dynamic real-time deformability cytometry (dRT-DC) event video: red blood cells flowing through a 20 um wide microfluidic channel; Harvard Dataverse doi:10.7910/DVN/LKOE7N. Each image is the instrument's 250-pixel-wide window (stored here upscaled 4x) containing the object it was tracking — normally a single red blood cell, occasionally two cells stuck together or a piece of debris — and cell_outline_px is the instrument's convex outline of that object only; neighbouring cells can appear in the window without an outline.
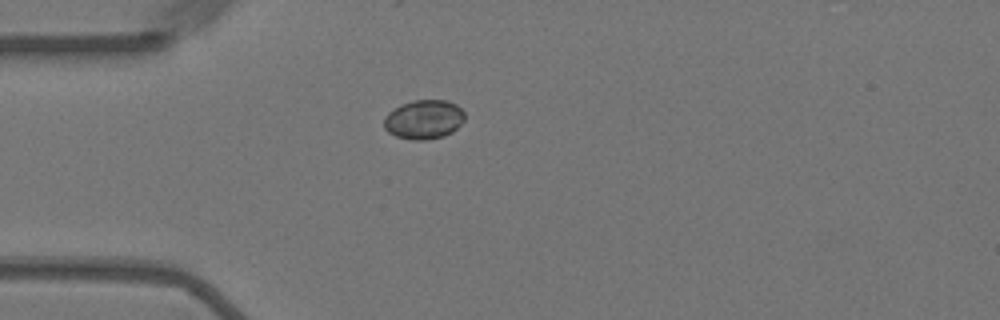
{"species": "Egyptian fruit bat (a non-hibernating species)", "species_latin": "Rousettus aegyptiacus", "temperature_condition": "warm", "stored_images_in_passage": 42, "camera_frame_rate_fps": 3000, "um_per_image_px": 0.085, "animal": {"sex": "female"}, "frame": {"image": 1, "passage_image": 1, "time_ms": 0.0, "image_size_px": [1000, 320], "cell_outline_px": [[464, 120], [452, 132], [444, 136], [428, 140], [412, 140], [396, 136], [388, 132], [384, 128], [384, 116], [388, 112], [400, 104], [412, 100], [448, 100], [456, 104], [464, 112]], "centroid_in_image_um": [36.01, 10.15], "position_along_channel_um": 49.0, "area_um2": 18.61}}
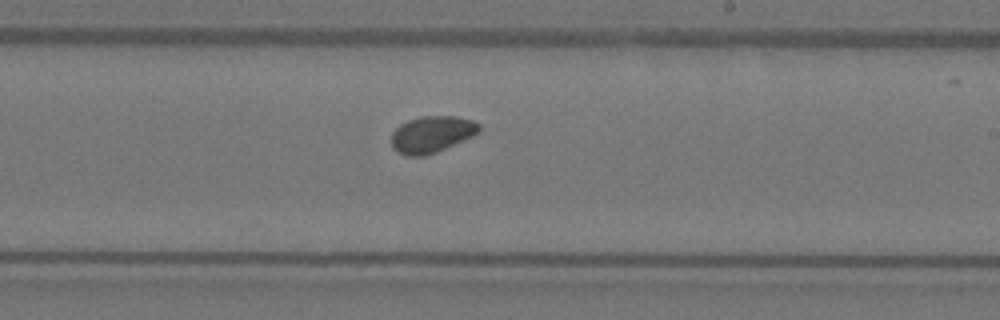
{"frame": {"image": 2, "passage_image": 19, "time_ms": 6.0, "image_size_px": [1000, 320], "cell_outline_px": [[480, 128], [472, 136], [436, 152], [424, 156], [408, 156], [392, 148], [392, 132], [400, 124], [408, 120], [420, 116], [456, 116], [472, 120], [480, 124]], "centroid_in_image_um": [36.68, 11.4], "position_along_channel_um": 252.3, "area_um2": 18.5}}
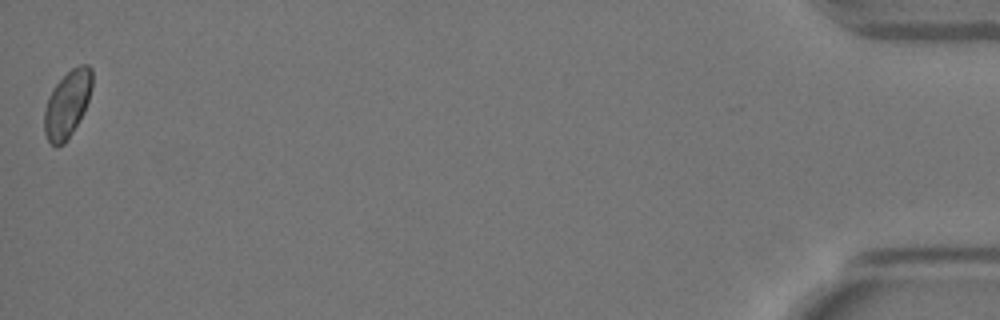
{"frame": {"image": 3, "passage_image": 42, "time_ms": 13.667, "image_size_px": [1000, 320], "cell_outline_px": [[92, 84], [88, 100], [84, 112], [72, 132], [64, 144], [56, 148], [48, 140], [44, 132], [44, 108], [48, 96], [52, 88], [72, 68], [80, 64], [88, 64], [92, 68]], "centroid_in_image_um": [5.71, 8.85], "position_along_channel_um": 429.5, "area_um2": 18.67}}